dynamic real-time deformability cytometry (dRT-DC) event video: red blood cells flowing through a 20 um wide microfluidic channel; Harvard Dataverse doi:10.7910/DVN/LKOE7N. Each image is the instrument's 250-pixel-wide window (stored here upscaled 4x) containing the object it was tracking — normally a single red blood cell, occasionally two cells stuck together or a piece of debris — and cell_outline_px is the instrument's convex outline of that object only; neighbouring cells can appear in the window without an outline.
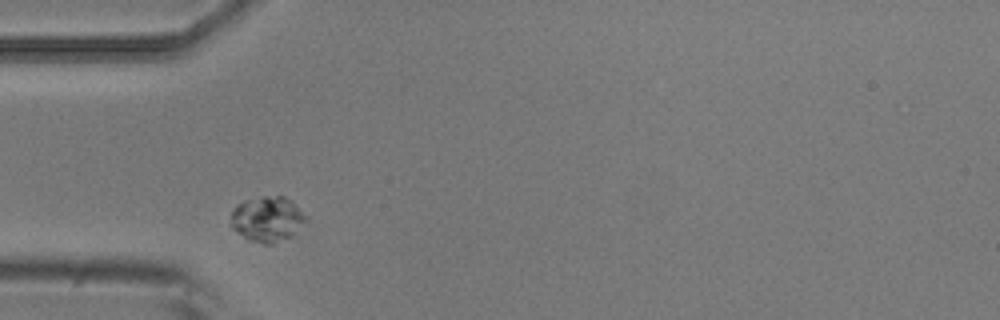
{"species": "common noctule bat (a hibernating species)", "species_latin": "Nyctalus noctula", "temperature_condition": "room temperature", "stored_images_in_passage": 6, "camera_frame_rate_fps": 3000, "um_per_image_px": 0.085, "animal": {"sex": "male", "body_mass_g": 20.5, "forearm_length_mm": 52.5}, "frame": {"image": 1, "passage_image": 1, "time_ms": 0.0, "image_size_px": [1000, 320], "cell_outline_px": [[308, 220], [292, 236], [272, 244], [264, 244], [248, 240], [232, 228], [232, 208], [236, 204], [244, 200], [264, 196], [284, 196], [292, 200]], "centroid_in_image_um": [22.72, 18.62], "position_along_channel_um": 62.3, "area_um2": 19.88}}
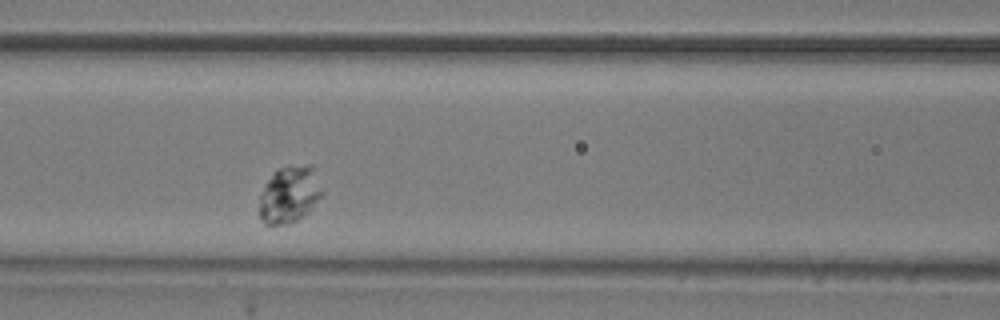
{"frame": {"image": 2, "passage_image": 3, "time_ms": 0.667, "image_size_px": [1000, 320], "cell_outline_px": [[324, 192], [312, 208], [304, 216], [288, 224], [268, 228], [260, 220], [260, 196], [272, 172], [276, 168], [312, 164]], "centroid_in_image_um": [24.59, 16.57], "position_along_channel_um": 142.0, "area_um2": 21.15}}
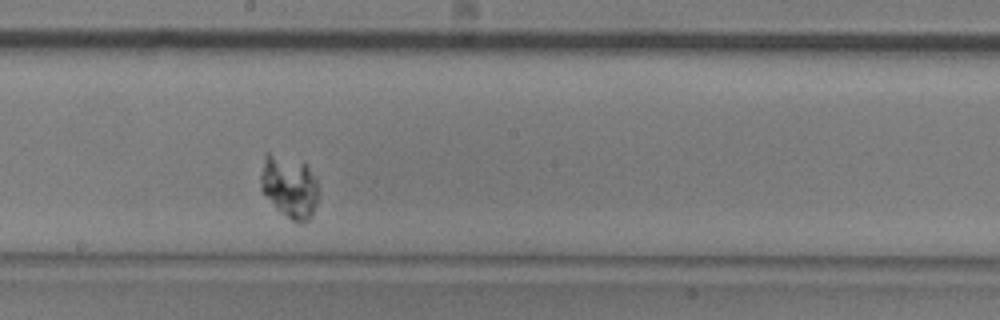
{"frame": {"image": 3, "passage_image": 5, "time_ms": 1.333, "image_size_px": [1000, 320], "cell_outline_px": [[316, 204], [312, 216], [304, 224], [292, 220], [280, 212], [276, 208], [260, 188], [260, 176], [264, 152], [268, 152], [304, 164], [308, 168], [316, 180]], "centroid_in_image_um": [24.55, 15.88], "position_along_channel_um": 223.6, "area_um2": 20.63}}